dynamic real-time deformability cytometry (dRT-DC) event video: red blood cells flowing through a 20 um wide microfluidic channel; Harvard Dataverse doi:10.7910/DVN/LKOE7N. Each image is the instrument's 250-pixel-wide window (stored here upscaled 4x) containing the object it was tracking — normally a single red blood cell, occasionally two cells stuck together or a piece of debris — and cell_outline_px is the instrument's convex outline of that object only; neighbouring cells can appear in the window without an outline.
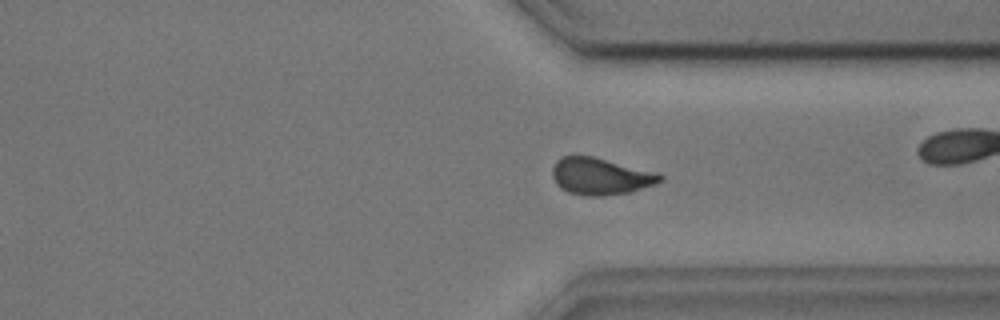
{"species": "common noctule bat (a hibernating species)", "species_latin": "Nyctalus noctula", "temperature_condition": "cold", "stored_images_in_passage": 54, "camera_frame_rate_fps": 3000, "um_per_image_px": 0.085, "animal": {"sex": "male", "body_mass_g": 17.9, "forearm_length_mm": 54.2}, "frame": {"image": 1, "passage_image": 39, "time_ms": 12.667, "image_size_px": [1000, 320], "cell_outline_px": [[664, 180], [656, 184], [628, 192], [604, 196], [584, 196], [568, 192], [560, 188], [556, 184], [552, 176], [552, 168], [556, 160], [560, 156], [592, 156], [660, 172], [664, 176]], "centroid_in_image_um": [51.07, 14.98], "position_along_channel_um": 360.3, "area_um2": 23.52}, "authors_computed_cell_mechanics": {"area_um2": 23.4668, "velocity_mm_per_s": 3.6178, "shape_relaxation_time_tau1_ms": 3.8903, "shape_relaxation_time_tau2_ms": 0.6792, "deformation_change_tau1": 0.1376, "deformation_change_tau2": 0.0482}}